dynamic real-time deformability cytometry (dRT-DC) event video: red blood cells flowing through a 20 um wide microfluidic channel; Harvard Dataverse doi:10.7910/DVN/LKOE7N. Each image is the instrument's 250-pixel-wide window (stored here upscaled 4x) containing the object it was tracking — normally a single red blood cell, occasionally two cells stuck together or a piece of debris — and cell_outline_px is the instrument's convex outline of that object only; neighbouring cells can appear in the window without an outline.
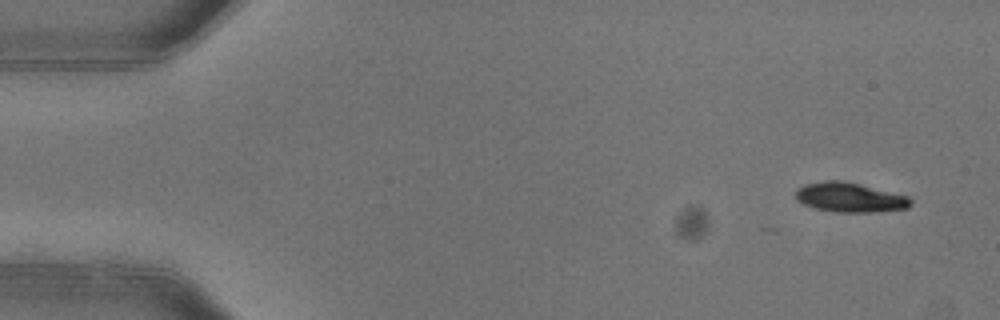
{"species": "common noctule bat (a hibernating species)", "species_latin": "Nyctalus noctula", "temperature_condition": "warm", "stored_images_in_passage": 6, "camera_frame_rate_fps": 3000, "um_per_image_px": 0.085, "animal": {"sex": "female"}, "frame": {"image": 1, "passage_image": 1, "time_ms": 0.0, "image_size_px": [1000, 320], "cell_outline_px": [[912, 204], [908, 208], [868, 212], [836, 212], [816, 208], [804, 204], [796, 200], [796, 188], [804, 184], [824, 180], [844, 180], [908, 196], [912, 200]], "centroid_in_image_um": [72.21, 16.76], "position_along_channel_um": 12.8, "area_um2": 19.83}}
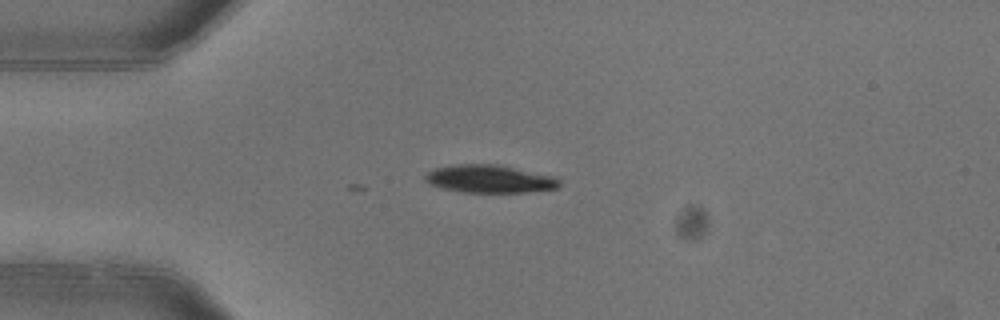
{"frame": {"image": 2, "passage_image": 3, "time_ms": 0.667, "image_size_px": [1000, 320], "cell_outline_px": [[560, 188], [528, 192], [464, 192], [444, 188], [428, 184], [424, 180], [424, 176], [428, 172], [436, 168], [456, 164], [496, 164], [556, 176], [560, 180]], "centroid_in_image_um": [41.65, 15.2], "position_along_channel_um": 43.3, "area_um2": 21.85}}